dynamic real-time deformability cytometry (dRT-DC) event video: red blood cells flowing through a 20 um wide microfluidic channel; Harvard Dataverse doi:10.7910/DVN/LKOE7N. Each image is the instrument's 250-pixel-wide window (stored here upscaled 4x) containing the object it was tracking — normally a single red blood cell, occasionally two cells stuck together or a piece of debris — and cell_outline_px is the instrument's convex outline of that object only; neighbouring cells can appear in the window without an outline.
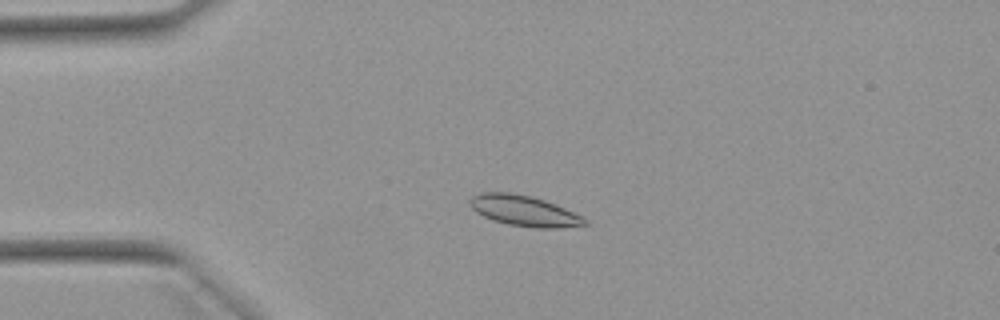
{"species": "Egyptian fruit bat (a non-hibernating species)", "species_latin": "Rousettus aegyptiacus", "temperature_condition": "warm", "stored_images_in_passage": 53, "camera_frame_rate_fps": 3000, "um_per_image_px": 0.085, "animal": {"sex": "female"}, "frame": {"image": 1, "passage_image": 13, "time_ms": 4.0, "image_size_px": [1000, 320], "cell_outline_px": [[588, 224], [560, 228], [536, 228], [508, 224], [492, 220], [476, 212], [472, 208], [468, 200], [472, 196], [480, 192], [508, 192], [532, 196], [544, 200], [584, 216], [588, 220]], "centroid_in_image_um": [44.55, 17.92], "position_along_channel_um": 40.4, "area_um2": 20.58}}
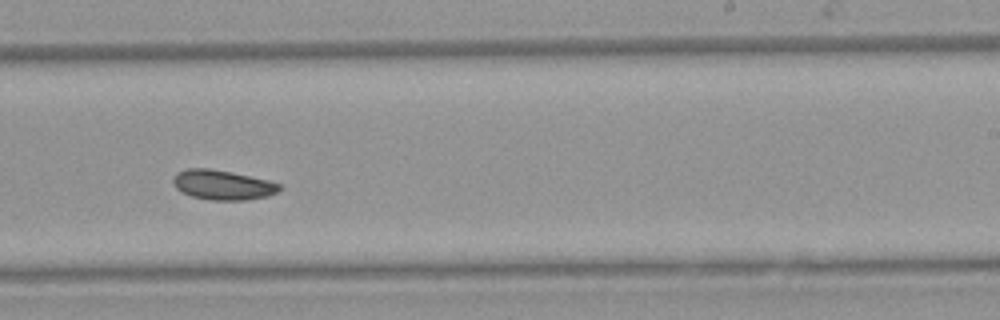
{"frame": {"image": 2, "passage_image": 33, "time_ms": 10.667, "image_size_px": [1000, 320], "cell_outline_px": [[280, 188], [276, 192], [268, 196], [248, 200], [212, 200], [192, 196], [176, 188], [172, 180], [176, 172], [188, 168], [208, 168], [232, 172], [268, 180], [280, 184]], "centroid_in_image_um": [18.92, 15.71], "position_along_channel_um": 270.1, "area_um2": 18.32}}
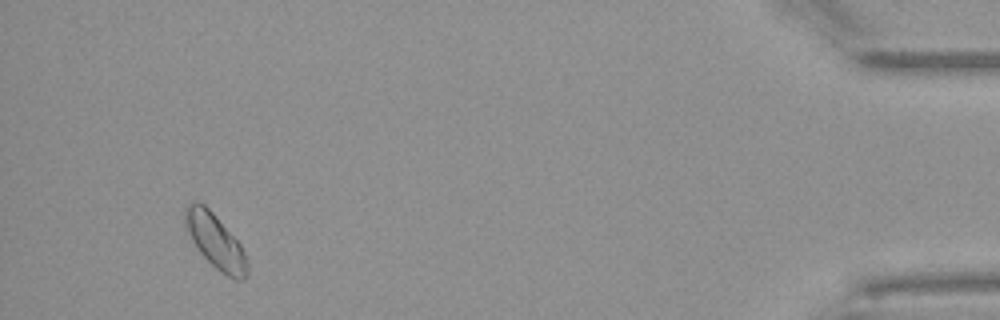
{"frame": {"image": 3, "passage_image": 50, "time_ms": 16.333, "image_size_px": [1000, 320], "cell_outline_px": [[248, 276], [244, 280], [236, 280], [220, 272], [200, 252], [192, 240], [184, 224], [184, 204], [204, 204], [212, 212], [240, 244], [248, 260]], "centroid_in_image_um": [18.32, 20.54], "position_along_channel_um": 416.9, "area_um2": 19.42}, "authors_computed_cell_mechanics": {"area_um2": 18.785, "velocity_mm_per_s": 3.8745, "shape_relaxation_time_tau1_ms": 6.8383, "shape_relaxation_time_tau2_ms": null, "deformation_change_tau1": 0.1056, "deformation_change_tau2": null}}